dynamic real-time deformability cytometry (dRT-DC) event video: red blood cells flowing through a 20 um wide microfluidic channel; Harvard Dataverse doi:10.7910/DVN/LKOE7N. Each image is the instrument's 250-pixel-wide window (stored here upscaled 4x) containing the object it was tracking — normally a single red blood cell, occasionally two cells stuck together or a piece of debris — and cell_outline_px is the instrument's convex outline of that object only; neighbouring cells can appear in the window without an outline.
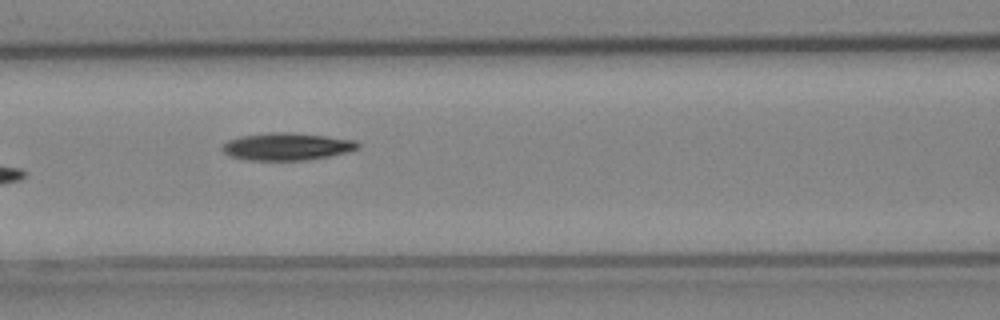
{"species": "Egyptian fruit bat (a non-hibernating species)", "species_latin": "Rousettus aegyptiacus", "temperature_condition": "cold", "stored_images_in_passage": 9, "camera_frame_rate_fps": 3000, "um_per_image_px": 0.085, "animal": {"sex": "female"}, "frame": {"image": 1, "passage_image": 6, "time_ms": 1.667, "image_size_px": [1000, 320], "cell_outline_px": [[360, 148], [348, 152], [328, 156], [304, 160], [248, 160], [232, 156], [224, 152], [220, 148], [228, 140], [240, 136], [268, 132], [292, 132], [328, 136], [356, 140], [360, 144]], "centroid_in_image_um": [24.41, 12.44], "position_along_channel_um": 142.2, "area_um2": 21.73}}